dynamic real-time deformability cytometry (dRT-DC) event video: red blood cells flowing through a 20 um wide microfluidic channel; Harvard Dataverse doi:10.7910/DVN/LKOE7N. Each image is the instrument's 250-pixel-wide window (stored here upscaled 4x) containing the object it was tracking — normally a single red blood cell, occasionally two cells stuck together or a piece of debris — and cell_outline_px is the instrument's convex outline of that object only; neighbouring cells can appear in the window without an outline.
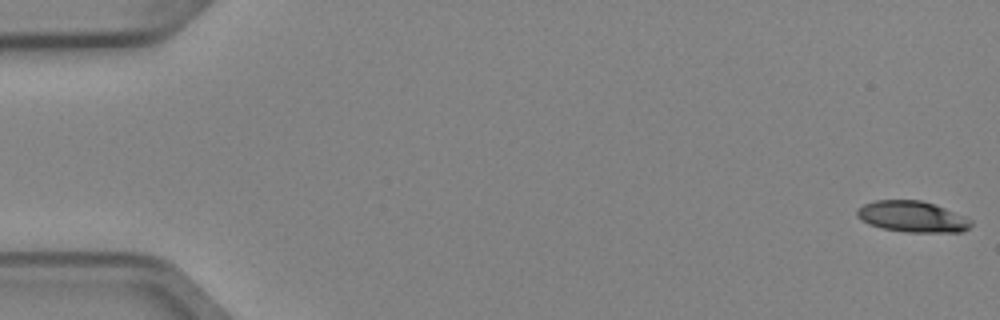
{"species": "Egyptian fruit bat (a non-hibernating species)", "species_latin": "Rousettus aegyptiacus", "temperature_condition": "cold", "stored_images_in_passage": 2, "camera_frame_rate_fps": 3000, "um_per_image_px": 0.085, "animal": {"sex": "female"}, "frame": {"image": 1, "passage_image": 1, "time_ms": 0.0, "image_size_px": [1000, 320], "cell_outline_px": [[972, 224], [964, 232], [908, 232], [884, 228], [868, 224], [860, 220], [856, 216], [856, 212], [864, 204], [876, 200], [920, 200], [944, 208], [964, 216], [972, 220]], "centroid_in_image_um": [77.54, 18.42], "position_along_channel_um": 7.5, "area_um2": 20.46}}